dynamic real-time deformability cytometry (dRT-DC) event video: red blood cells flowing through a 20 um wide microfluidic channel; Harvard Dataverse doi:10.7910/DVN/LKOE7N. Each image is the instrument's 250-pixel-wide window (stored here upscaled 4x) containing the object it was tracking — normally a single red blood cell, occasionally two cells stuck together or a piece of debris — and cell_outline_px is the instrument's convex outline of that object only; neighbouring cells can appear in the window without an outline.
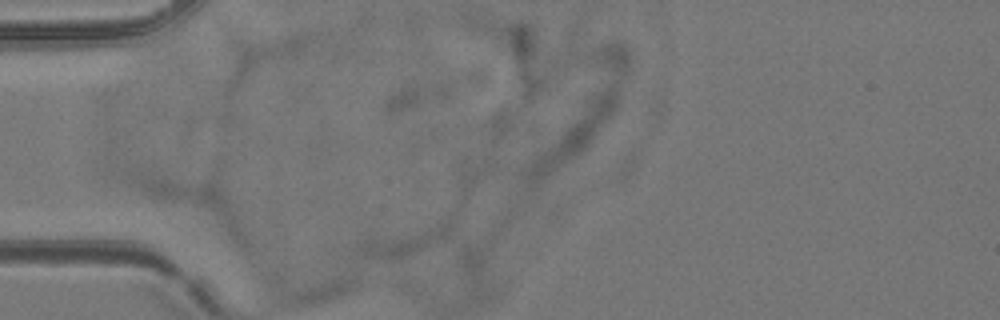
{"species": "common noctule bat (a hibernating species)", "species_latin": "Nyctalus noctula", "temperature_condition": "room temperature", "stored_images_in_passage": 4, "camera_frame_rate_fps": 3000, "um_per_image_px": 0.085, "animal": {"sex": "female", "body_mass_g": 24.6, "forearm_length_mm": 56.2}, "frame": {"image": 1, "passage_image": 2, "time_ms": 0.333, "image_size_px": [1000, 320], "cell_outline_px": [[460, 204], [452, 232], [444, 240], [400, 260], [388, 260], [356, 256], [356, 248], [364, 240], [372, 236]], "centroid_in_image_um": [34.83, 20.14], "position_along_channel_um": 50.2, "area_um2": 20.17}}